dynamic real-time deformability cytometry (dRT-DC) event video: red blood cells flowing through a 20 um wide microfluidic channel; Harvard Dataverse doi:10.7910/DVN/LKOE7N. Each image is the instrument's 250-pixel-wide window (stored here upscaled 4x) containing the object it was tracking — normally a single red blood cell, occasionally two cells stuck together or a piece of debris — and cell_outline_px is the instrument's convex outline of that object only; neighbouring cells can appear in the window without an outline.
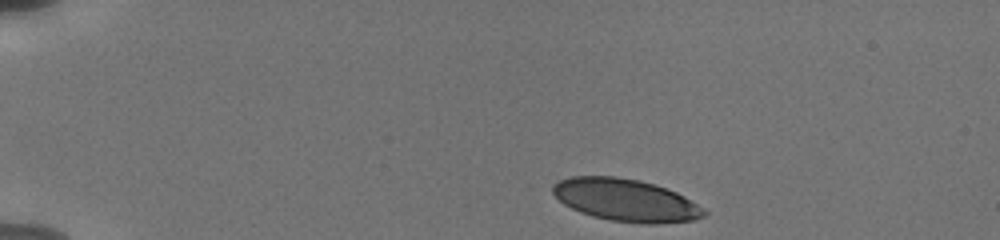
{"species": "human", "species_latin": "Homo sapiens", "temperature_condition": "cold", "stored_images_in_passage": 43, "camera_frame_rate_fps": 3000, "um_per_image_px": 0.085, "donor": {"sex": "male"}, "frame": {"image": 1, "passage_image": 1, "time_ms": 0.0, "image_size_px": [1000, 240], "cell_outline_px": [[708, 212], [704, 216], [692, 220], [656, 224], [644, 224], [612, 220], [592, 216], [580, 212], [564, 204], [552, 192], [552, 184], [560, 180], [572, 176], [616, 176], [636, 180], [652, 184], [676, 192], [684, 196], [704, 208]], "centroid_in_image_um": [53.18, 17.01], "position_along_channel_um": 31.8, "area_um2": 37.11}}
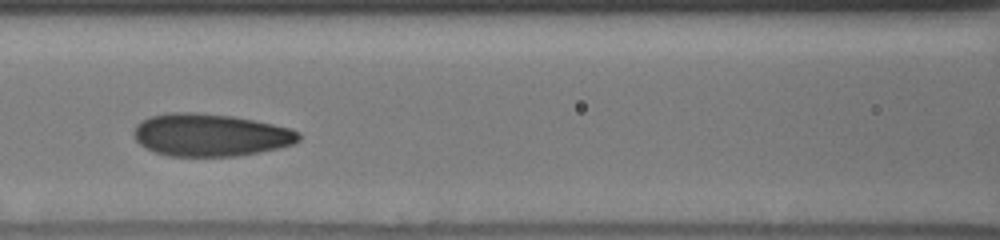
{"frame": {"image": 2, "passage_image": 19, "time_ms": 5.333, "image_size_px": [1000, 240], "cell_outline_px": [[300, 140], [292, 144], [280, 148], [260, 152], [236, 156], [168, 156], [152, 152], [140, 144], [136, 140], [132, 132], [136, 124], [140, 120], [148, 116], [168, 112], [196, 112], [232, 116], [292, 128], [300, 132]], "centroid_in_image_um": [17.84, 11.47], "position_along_channel_um": 148.8, "area_um2": 41.33}}
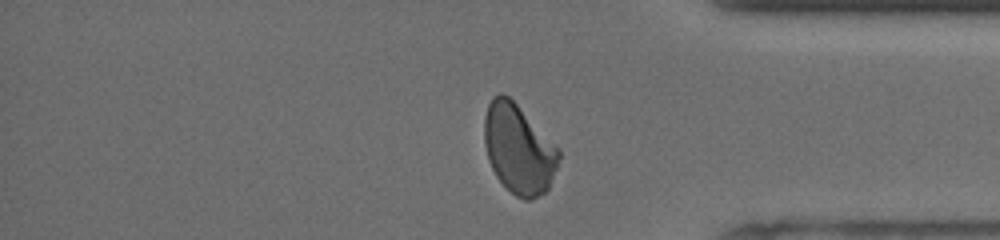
{"frame": {"image": 3, "passage_image": 39, "time_ms": 12.0, "image_size_px": [1000, 240], "cell_outline_px": [[560, 156], [556, 168], [548, 188], [544, 192], [532, 200], [524, 200], [516, 196], [496, 176], [488, 160], [484, 144], [484, 120], [488, 104], [492, 96], [500, 92], [504, 92], [560, 148]], "centroid_in_image_um": [44.07, 12.65], "position_along_channel_um": 391.1, "area_um2": 38.67}, "authors_computed_cell_mechanics": {"area_um2": 39.1884, "velocity_mm_per_s": 3.7782, "shape_relaxation_time_tau1_ms": 4.3295, "shape_relaxation_time_tau2_ms": 0.7627, "deformation_change_tau1": 0.1484, "deformation_change_tau2": 0.0662}}